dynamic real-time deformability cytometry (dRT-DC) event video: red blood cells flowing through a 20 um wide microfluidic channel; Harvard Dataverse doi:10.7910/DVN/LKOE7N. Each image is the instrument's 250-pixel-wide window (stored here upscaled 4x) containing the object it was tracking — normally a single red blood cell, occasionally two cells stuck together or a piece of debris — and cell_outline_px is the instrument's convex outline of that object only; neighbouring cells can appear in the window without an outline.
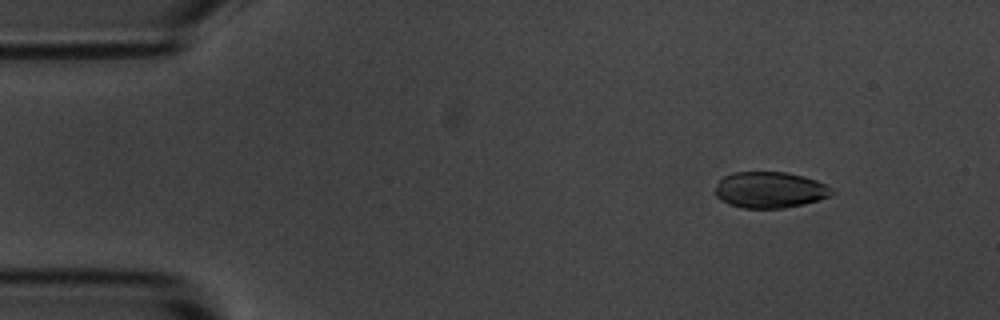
{"species": "common noctule bat (a hibernating species)", "species_latin": "Nyctalus noctula", "temperature_condition": "room temperature", "stored_images_in_passage": 14, "camera_frame_rate_fps": 3000, "um_per_image_px": 0.085, "animal": {"sex": "male", "body_mass_g": 20.1, "forearm_length_mm": 53.5}, "frame": {"image": 1, "passage_image": 7, "time_ms": 2.0, "image_size_px": [1000, 320], "cell_outline_px": [[824, 196], [816, 200], [800, 204], [776, 208], [748, 208], [732, 204], [724, 200], [716, 192], [716, 188], [720, 180], [728, 176], [740, 172], [780, 172], [800, 176], [824, 184]], "centroid_in_image_um": [65.32, 16.13], "position_along_channel_um": 19.7, "area_um2": 22.66}}